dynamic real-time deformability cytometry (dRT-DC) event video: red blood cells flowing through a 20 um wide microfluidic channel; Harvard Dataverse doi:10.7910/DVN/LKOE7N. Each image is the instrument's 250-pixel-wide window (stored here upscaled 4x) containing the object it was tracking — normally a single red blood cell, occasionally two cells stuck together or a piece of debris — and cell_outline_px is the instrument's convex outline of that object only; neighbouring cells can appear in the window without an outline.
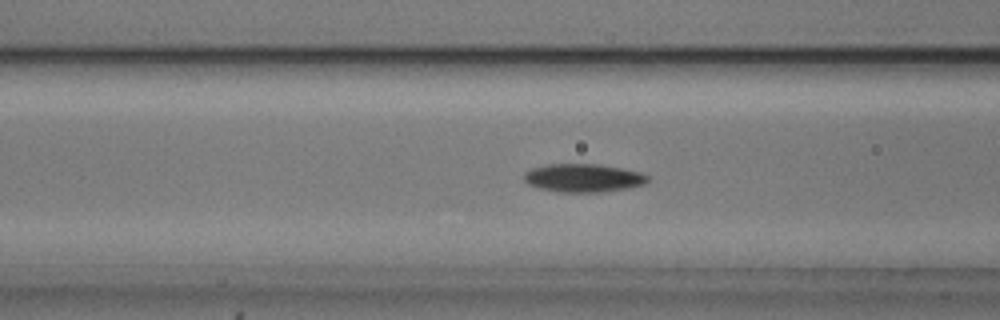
{"species": "common noctule bat (a hibernating species)", "species_latin": "Nyctalus noctula", "temperature_condition": "cold", "stored_images_in_passage": 46, "camera_frame_rate_fps": 3000, "um_per_image_px": 0.085, "animal": {"sex": "male", "body_mass_g": 20.5, "forearm_length_mm": 52.5}, "frame": {"image": 1, "passage_image": 13, "time_ms": 4.0, "image_size_px": [1000, 320], "cell_outline_px": [[648, 180], [644, 184], [604, 192], [560, 192], [540, 188], [528, 184], [524, 180], [524, 172], [532, 168], [548, 164], [600, 164], [640, 172], [648, 176]], "centroid_in_image_um": [49.55, 15.12], "position_along_channel_um": 117.1, "area_um2": 20.23}}
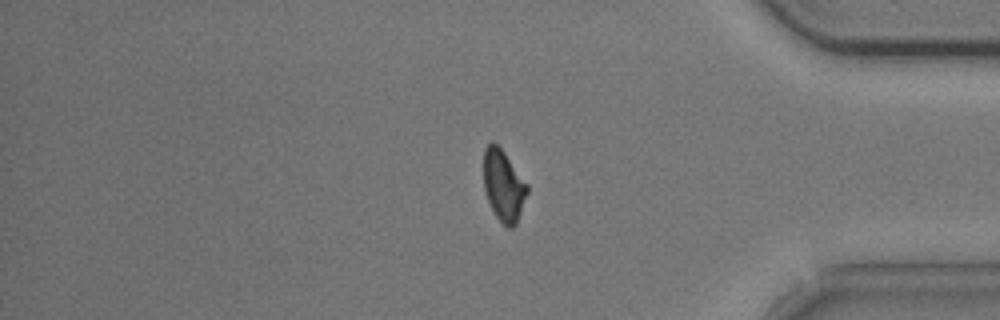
{"frame": {"image": 2, "passage_image": 37, "time_ms": 12.0, "image_size_px": [1000, 320], "cell_outline_px": [[528, 192], [516, 224], [512, 228], [508, 228], [496, 216], [488, 200], [484, 188], [484, 148], [492, 140], [504, 152], [528, 184]], "centroid_in_image_um": [42.8, 15.76], "position_along_channel_um": 392.4, "area_um2": 17.92}}
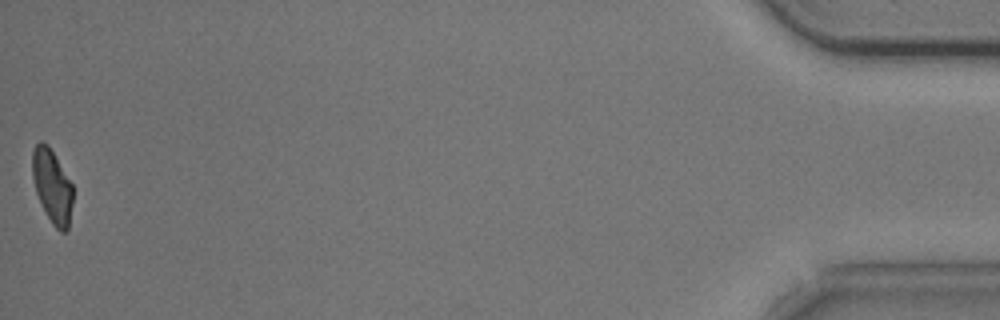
{"frame": {"image": 3, "passage_image": 46, "time_ms": 15.0, "image_size_px": [1000, 320], "cell_outline_px": [[72, 204], [68, 228], [64, 232], [60, 232], [52, 224], [36, 192], [32, 176], [32, 152], [36, 144], [40, 140], [48, 144], [72, 184]], "centroid_in_image_um": [4.42, 15.8], "position_along_channel_um": 430.8, "area_um2": 17.11}, "authors_computed_cell_mechanics": {"area_um2": 19.2474, "velocity_mm_per_s": 3.7415, "shape_relaxation_time_tau1_ms": 3.5987, "shape_relaxation_time_tau2_ms": null, "deformation_change_tau1": 0.1096, "deformation_change_tau2": null}}